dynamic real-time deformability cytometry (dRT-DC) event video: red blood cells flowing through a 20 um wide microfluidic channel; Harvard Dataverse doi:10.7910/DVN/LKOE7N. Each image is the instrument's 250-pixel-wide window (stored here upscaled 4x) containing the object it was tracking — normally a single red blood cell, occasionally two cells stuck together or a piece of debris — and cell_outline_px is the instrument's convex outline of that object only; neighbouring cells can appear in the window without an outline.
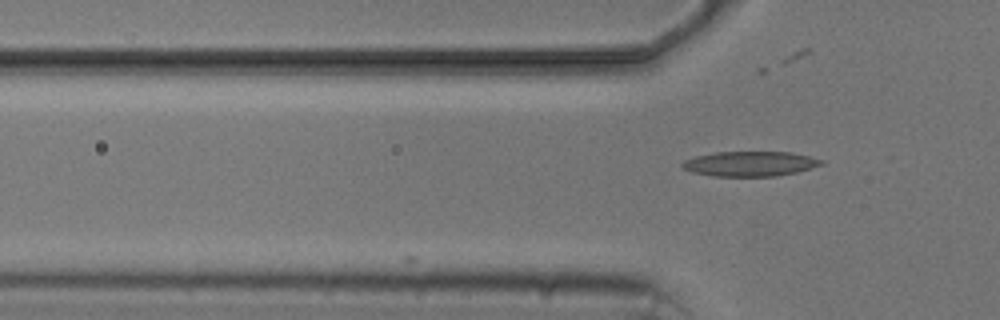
{"species": "common noctule bat (a hibernating species)", "species_latin": "Nyctalus noctula", "temperature_condition": "cold", "stored_images_in_passage": 2, "camera_frame_rate_fps": 3000, "um_per_image_px": 0.085, "animal": {"sex": "male", "body_mass_g": 20.5, "forearm_length_mm": 52.5}, "frame": {"image": 1, "passage_image": 2, "time_ms": 1.333, "image_size_px": [1000, 320], "cell_outline_px": [[824, 164], [796, 172], [776, 176], [712, 176], [692, 172], [684, 168], [680, 164], [684, 160], [696, 156], [716, 152], [792, 152], [824, 160]], "centroid_in_image_um": [63.75, 13.92], "position_along_channel_um": 62.0, "area_um2": 20.11}}